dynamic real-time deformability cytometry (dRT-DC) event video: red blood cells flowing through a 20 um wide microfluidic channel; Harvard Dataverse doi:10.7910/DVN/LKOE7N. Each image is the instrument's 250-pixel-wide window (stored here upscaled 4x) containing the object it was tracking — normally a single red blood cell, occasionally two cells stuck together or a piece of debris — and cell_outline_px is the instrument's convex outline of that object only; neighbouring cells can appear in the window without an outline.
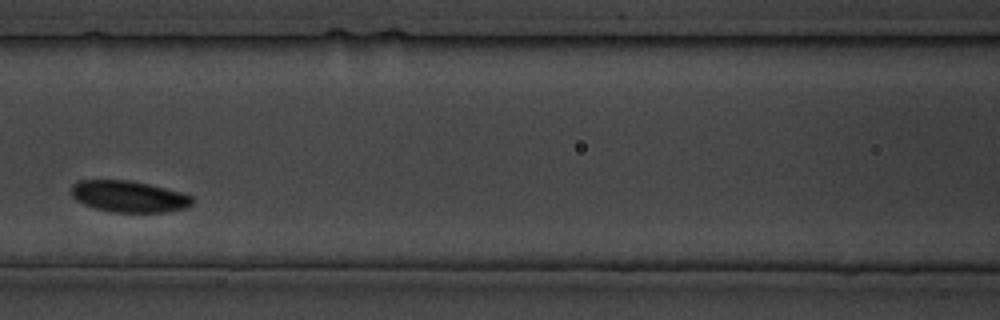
{"species": "common noctule bat (a hibernating species)", "species_latin": "Nyctalus noctula", "temperature_condition": "cold", "stored_images_in_passage": 30, "camera_frame_rate_fps": 3000, "um_per_image_px": 0.085, "animal": {"sex": "male", "body_mass_g": 19.5, "forearm_length_mm": 54.6}, "frame": {"image": 1, "passage_image": 9, "time_ms": 9.333, "image_size_px": [1000, 320], "cell_outline_px": [[192, 204], [184, 208], [168, 212], [116, 212], [96, 208], [84, 204], [76, 200], [72, 196], [72, 184], [76, 180], [128, 180], [148, 184], [180, 192], [192, 196]], "centroid_in_image_um": [10.93, 16.69], "position_along_channel_um": 155.7, "area_um2": 21.96}}
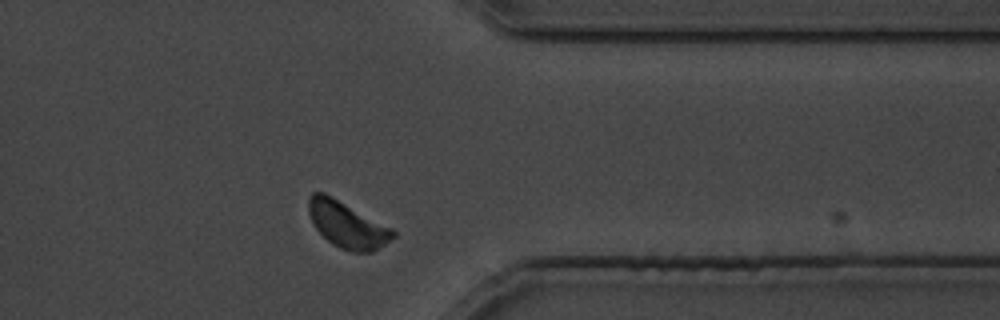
{"frame": {"image": 2, "passage_image": 22, "time_ms": 25.667, "image_size_px": [1000, 320], "cell_outline_px": [[396, 236], [372, 252], [352, 252], [340, 248], [332, 244], [312, 224], [308, 212], [308, 196], [312, 192], [324, 192], [332, 196], [392, 228], [396, 232]], "centroid_in_image_um": [29.49, 19.09], "position_along_channel_um": 381.9, "area_um2": 22.72}}
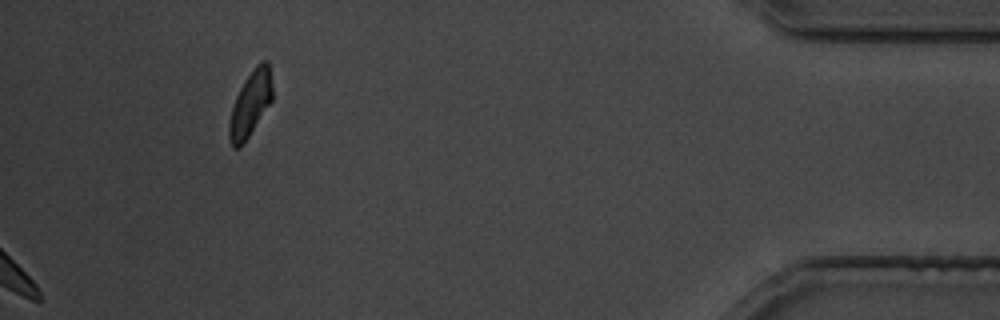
{"frame": {"image": 3, "passage_image": 30, "time_ms": 35.667, "image_size_px": [1000, 320], "cell_outline_px": [[272, 100], [244, 144], [240, 148], [232, 148], [228, 136], [228, 124], [232, 104], [244, 80], [256, 64], [260, 60], [268, 60], [272, 84]], "centroid_in_image_um": [21.26, 8.84], "position_along_channel_um": 413.9, "area_um2": 16.7}}